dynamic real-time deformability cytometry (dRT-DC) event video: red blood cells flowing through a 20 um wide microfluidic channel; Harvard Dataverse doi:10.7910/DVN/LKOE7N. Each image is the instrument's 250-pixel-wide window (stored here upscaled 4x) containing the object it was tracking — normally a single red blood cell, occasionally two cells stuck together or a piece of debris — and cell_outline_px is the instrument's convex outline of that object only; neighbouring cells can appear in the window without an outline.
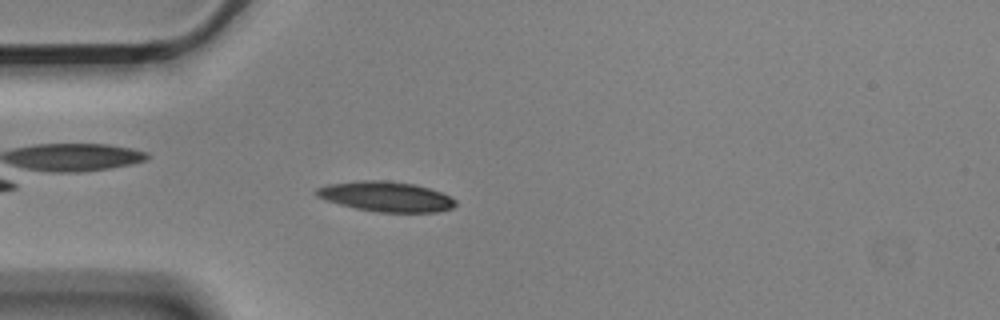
{"species": "Egyptian fruit bat (a non-hibernating species)", "species_latin": "Rousettus aegyptiacus", "temperature_condition": "cold", "stored_images_in_passage": 47, "camera_frame_rate_fps": 3000, "um_per_image_px": 0.085, "animal": {"sex": "male"}, "frame": {"image": 1, "passage_image": 6, "time_ms": 1.667, "image_size_px": [1000, 320], "cell_outline_px": [[456, 204], [452, 208], [436, 212], [376, 212], [356, 208], [324, 200], [316, 196], [316, 188], [328, 184], [360, 180], [384, 180], [416, 184], [440, 192], [456, 200]], "centroid_in_image_um": [32.79, 16.7], "position_along_channel_um": 52.2, "area_um2": 24.33}}
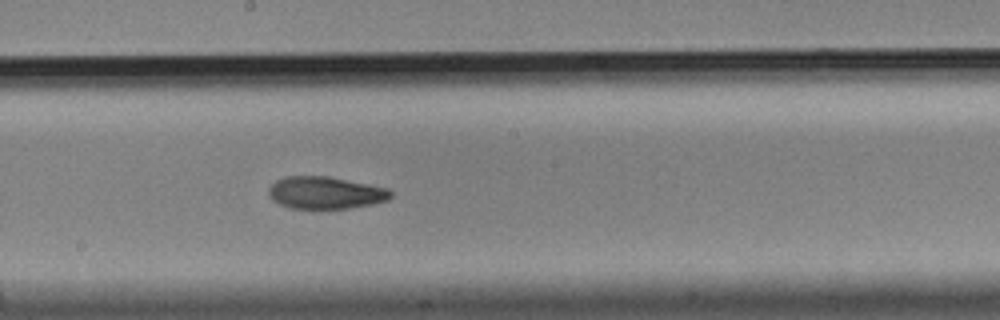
{"frame": {"image": 2, "passage_image": 21, "time_ms": 6.667, "image_size_px": [1000, 320], "cell_outline_px": [[392, 196], [388, 200], [372, 204], [352, 208], [288, 208], [272, 200], [268, 196], [268, 188], [276, 180], [284, 176], [328, 176], [388, 188], [392, 192]], "centroid_in_image_um": [27.64, 16.38], "position_along_channel_um": 220.6, "area_um2": 23.06}}
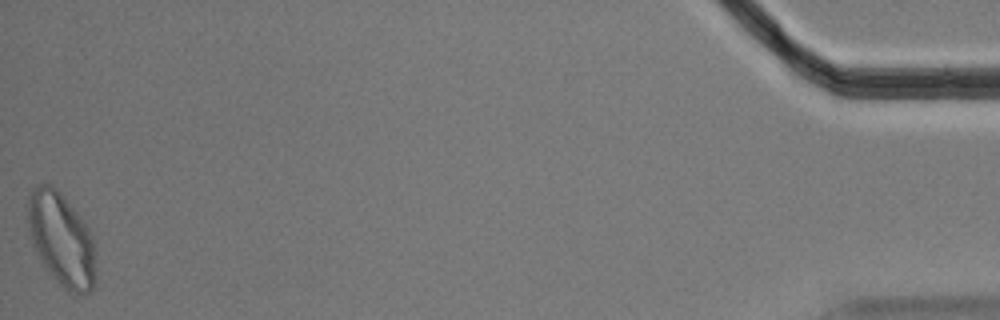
{"frame": {"image": 3, "passage_image": 47, "time_ms": 15.333, "image_size_px": [1000, 320], "cell_outline_px": [[96, 280], [92, 288], [88, 292], [72, 292], [64, 288], [48, 272], [36, 252], [32, 244], [28, 228], [28, 196], [32, 188], [40, 184], [52, 184], [60, 192], [76, 212], [88, 228], [92, 236]], "centroid_in_image_um": [5.19, 20.32], "position_along_channel_um": 430.0, "area_um2": 36.47}, "authors_computed_cell_mechanics": {"area_um2": 23.6402, "velocity_mm_per_s": 3.5236, "shape_relaxation_time_tau1_ms": 6.5673, "shape_relaxation_time_tau2_ms": 5.6643, "deformation_change_tau1": 0.1668, "deformation_change_tau2": 0.1029}}